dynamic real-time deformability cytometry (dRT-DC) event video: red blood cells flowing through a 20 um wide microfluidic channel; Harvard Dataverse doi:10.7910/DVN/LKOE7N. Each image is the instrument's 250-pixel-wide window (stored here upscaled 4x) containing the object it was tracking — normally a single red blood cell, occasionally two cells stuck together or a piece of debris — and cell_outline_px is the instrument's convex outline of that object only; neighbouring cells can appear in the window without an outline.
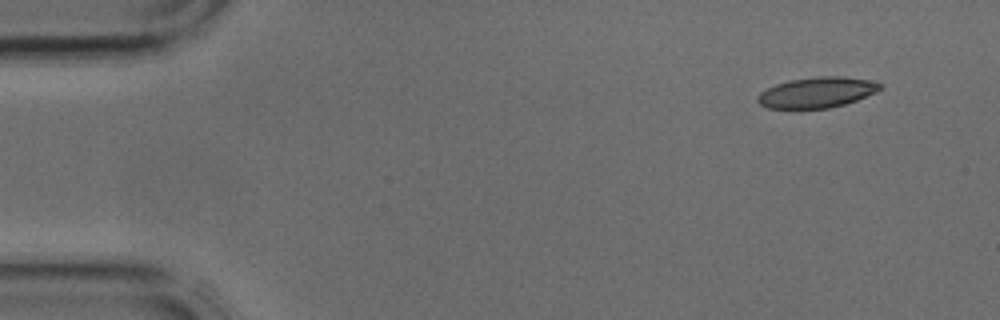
{"species": "common noctule bat (a hibernating species)", "species_latin": "Nyctalus noctula", "temperature_condition": "cold", "stored_images_in_passage": 3, "camera_frame_rate_fps": 3000, "um_per_image_px": 0.085, "animal": {"sex": "male", "body_mass_g": 17.9, "forearm_length_mm": 54.2}, "frame": {"image": 1, "passage_image": 1, "time_ms": 0.0, "image_size_px": [1000, 320], "cell_outline_px": [[884, 88], [876, 92], [856, 100], [844, 104], [828, 108], [792, 112], [768, 108], [760, 104], [756, 100], [756, 96], [760, 92], [776, 84], [788, 80], [820, 76], [840, 76], [868, 80], [884, 84]], "centroid_in_image_um": [69.37, 7.9], "position_along_channel_um": 15.6, "area_um2": 22.66}}
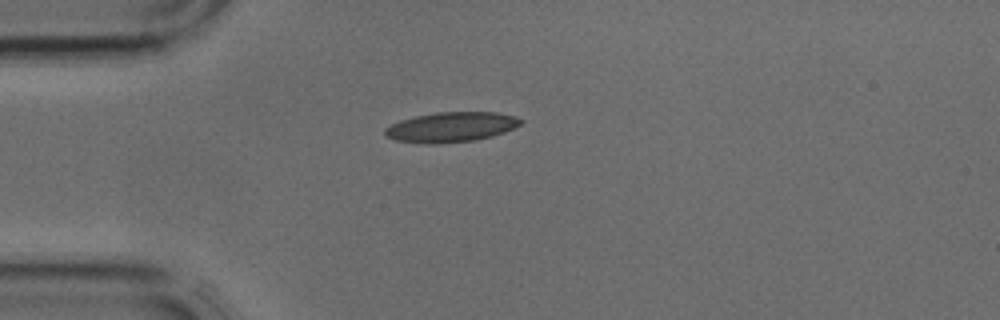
{"frame": {"image": 2, "passage_image": 3, "time_ms": 0.667, "image_size_px": [1000, 320], "cell_outline_px": [[524, 120], [520, 124], [504, 132], [492, 136], [476, 140], [440, 144], [424, 144], [396, 140], [384, 136], [384, 128], [400, 120], [416, 116], [436, 112], [496, 112], [512, 116]], "centroid_in_image_um": [38.3, 10.81], "position_along_channel_um": 46.7, "area_um2": 23.76}}